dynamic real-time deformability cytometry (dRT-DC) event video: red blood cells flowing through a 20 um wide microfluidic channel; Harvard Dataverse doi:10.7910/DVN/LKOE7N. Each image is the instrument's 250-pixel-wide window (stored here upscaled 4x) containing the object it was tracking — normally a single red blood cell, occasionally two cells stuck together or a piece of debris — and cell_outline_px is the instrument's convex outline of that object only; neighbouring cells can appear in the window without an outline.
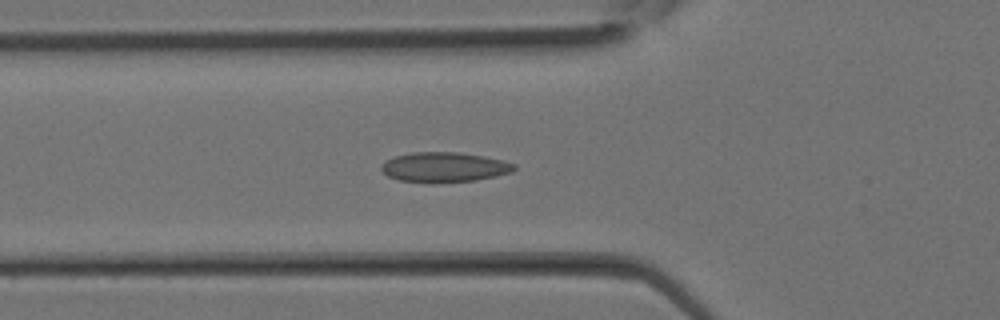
{"species": "Egyptian fruit bat (a non-hibernating species)", "species_latin": "Rousettus aegyptiacus", "temperature_condition": "room temperature", "stored_images_in_passage": 31, "segment_of_instrument_passage": [1, 2], "camera_frame_rate_fps": 3000, "um_per_image_px": 0.085, "animal": {"sex": "female"}, "frame": {"image": 1, "passage_image": 10, "time_ms": 3.0, "image_size_px": [1000, 320], "cell_outline_px": [[516, 168], [512, 172], [476, 180], [400, 180], [388, 176], [380, 168], [380, 164], [392, 156], [412, 152], [456, 152], [484, 156], [504, 160], [516, 164]], "centroid_in_image_um": [37.77, 14.15], "position_along_channel_um": 88.0, "area_um2": 22.43}}
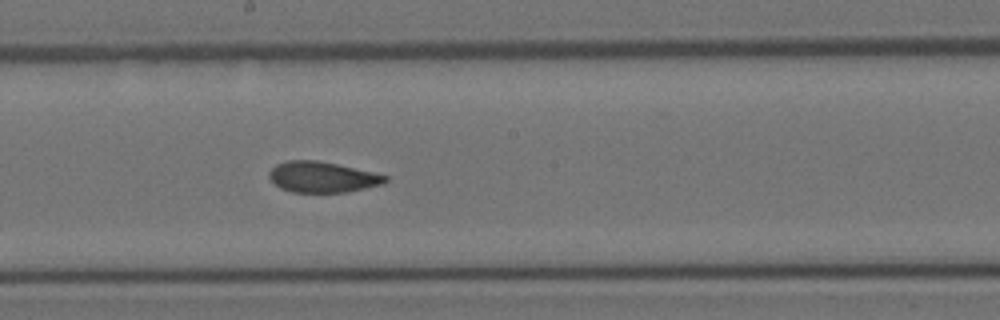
{"frame": {"image": 2, "passage_image": 16, "time_ms": 5.0, "image_size_px": [1000, 320], "cell_outline_px": [[388, 180], [384, 184], [348, 192], [292, 192], [280, 188], [268, 176], [268, 172], [276, 164], [288, 160], [316, 160], [336, 164], [372, 172], [388, 176]], "centroid_in_image_um": [27.4, 15.05], "position_along_channel_um": 220.8, "area_um2": 20.75}}
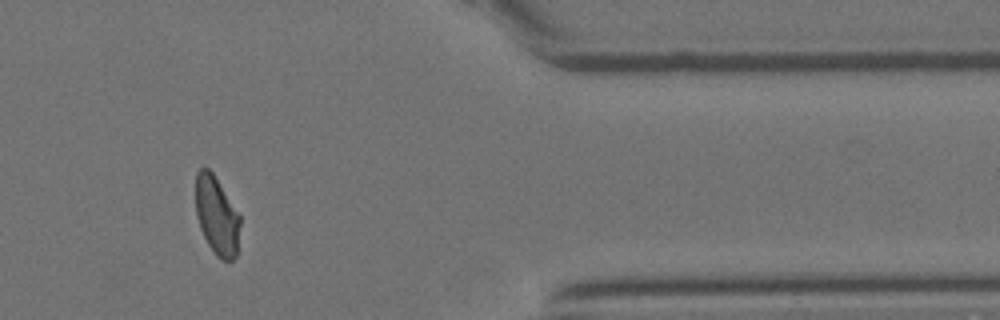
{"frame": {"image": 3, "passage_image": 25, "time_ms": 8.0, "image_size_px": [1000, 320], "cell_outline_px": [[240, 224], [236, 256], [232, 260], [220, 260], [216, 256], [208, 244], [200, 228], [196, 216], [196, 172], [200, 168], [208, 168], [212, 172], [240, 216]], "centroid_in_image_um": [18.41, 18.35], "position_along_channel_um": 393.0, "area_um2": 20.11}}